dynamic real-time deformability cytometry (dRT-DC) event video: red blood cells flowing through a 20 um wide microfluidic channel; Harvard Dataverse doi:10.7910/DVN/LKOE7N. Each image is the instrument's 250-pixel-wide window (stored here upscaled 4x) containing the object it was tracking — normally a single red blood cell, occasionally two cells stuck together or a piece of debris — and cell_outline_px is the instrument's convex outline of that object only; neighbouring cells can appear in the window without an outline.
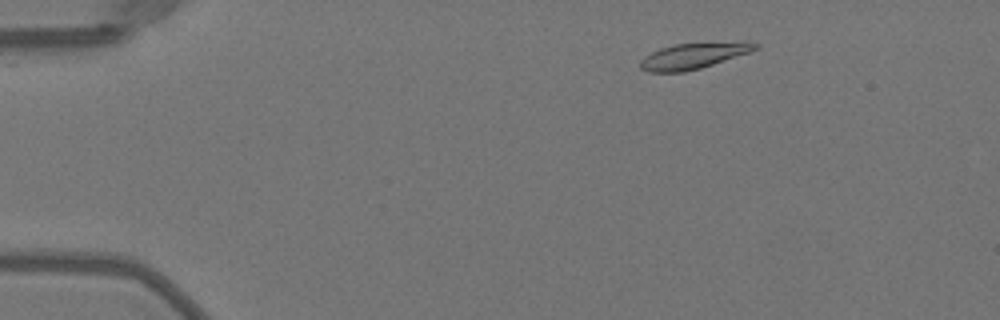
{"species": "Egyptian fruit bat (a non-hibernating species)", "species_latin": "Rousettus aegyptiacus", "temperature_condition": "warm", "stored_images_in_passage": 48, "camera_frame_rate_fps": 3000, "um_per_image_px": 0.085, "animal": {"sex": "female"}, "frame": {"image": 1, "passage_image": 5, "time_ms": 1.333, "image_size_px": [1000, 320], "cell_outline_px": [[760, 44], [756, 48], [748, 52], [700, 68], [684, 72], [648, 72], [640, 68], [640, 60], [644, 56], [660, 48], [676, 44], [748, 40]], "centroid_in_image_um": [58.95, 4.72], "position_along_channel_um": 26.1, "area_um2": 17.4}}
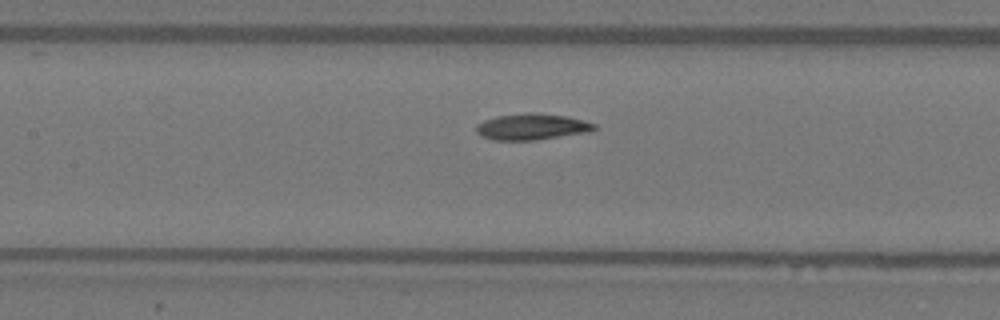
{"frame": {"image": 2, "passage_image": 21, "time_ms": 6.667, "image_size_px": [1000, 320], "cell_outline_px": [[596, 128], [588, 132], [536, 140], [492, 140], [480, 136], [476, 132], [476, 124], [484, 120], [500, 116], [532, 112], [536, 112], [568, 116], [584, 120], [596, 124]], "centroid_in_image_um": [45.21, 10.77], "position_along_channel_um": 162.2, "area_um2": 18.09}}
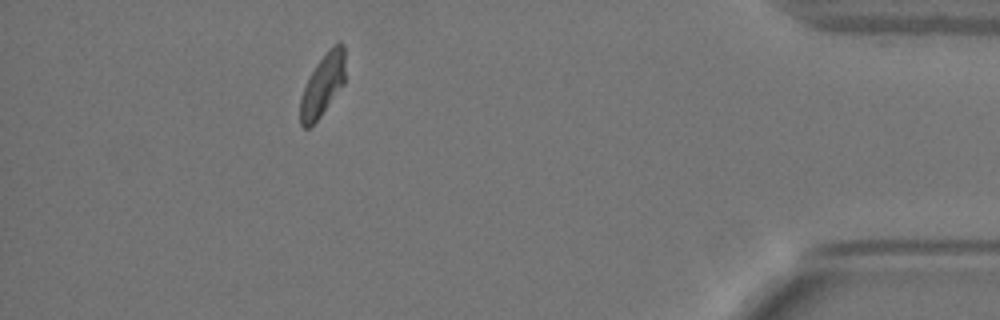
{"frame": {"image": 3, "passage_image": 43, "time_ms": 14.0, "image_size_px": [1000, 320], "cell_outline_px": [[344, 84], [320, 116], [308, 128], [304, 128], [300, 124], [300, 96], [316, 64], [328, 48], [340, 40], [344, 44]], "centroid_in_image_um": [27.43, 7.19], "position_along_channel_um": 407.8, "area_um2": 16.13}, "authors_computed_cell_mechanics": {"area_um2": 17.4267, "velocity_mm_per_s": 4.0142, "shape_relaxation_time_tau1_ms": 4.3513, "shape_relaxation_time_tau2_ms": 2.2507, "deformation_change_tau1": 0.1512, "deformation_change_tau2": 0.0553}}